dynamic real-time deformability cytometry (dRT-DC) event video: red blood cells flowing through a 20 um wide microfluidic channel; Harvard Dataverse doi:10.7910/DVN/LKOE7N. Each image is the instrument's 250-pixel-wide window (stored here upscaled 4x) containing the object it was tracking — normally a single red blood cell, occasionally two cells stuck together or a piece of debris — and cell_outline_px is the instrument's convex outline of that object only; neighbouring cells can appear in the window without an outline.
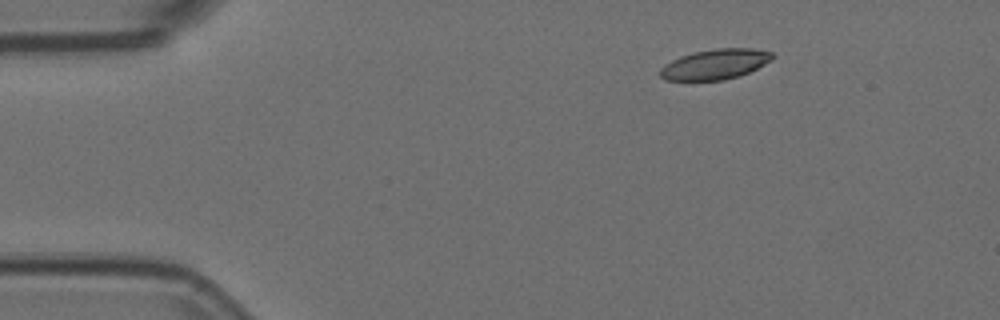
{"species": "Egyptian fruit bat (a non-hibernating species)", "species_latin": "Rousettus aegyptiacus", "temperature_condition": "room temperature", "stored_images_in_passage": 5, "camera_frame_rate_fps": 3000, "um_per_image_px": 0.085, "animal": {"sex": "female"}, "frame": {"image": 1, "passage_image": 2, "time_ms": 0.333, "image_size_px": [1000, 320], "cell_outline_px": [[776, 56], [772, 60], [740, 76], [724, 80], [664, 80], [660, 76], [660, 68], [664, 64], [680, 56], [696, 52], [716, 48], [752, 48], [772, 52]], "centroid_in_image_um": [60.79, 5.46], "position_along_channel_um": 24.2, "area_um2": 19.77}}
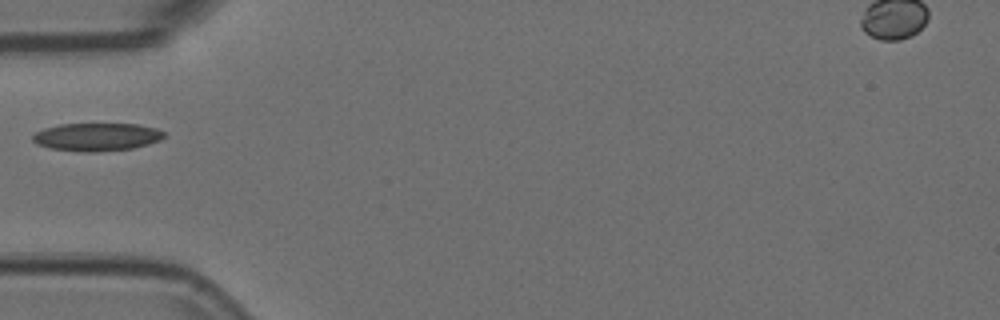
{"frame": {"image": 2, "passage_image": 5, "time_ms": 1.333, "image_size_px": [1000, 320], "cell_outline_px": [[164, 136], [160, 140], [148, 144], [132, 148], [92, 152], [80, 152], [48, 148], [36, 144], [32, 140], [32, 136], [36, 132], [44, 128], [60, 124], [136, 124], [156, 128], [164, 132]], "centroid_in_image_um": [8.18, 11.64], "position_along_channel_um": 76.8, "area_um2": 21.39}}